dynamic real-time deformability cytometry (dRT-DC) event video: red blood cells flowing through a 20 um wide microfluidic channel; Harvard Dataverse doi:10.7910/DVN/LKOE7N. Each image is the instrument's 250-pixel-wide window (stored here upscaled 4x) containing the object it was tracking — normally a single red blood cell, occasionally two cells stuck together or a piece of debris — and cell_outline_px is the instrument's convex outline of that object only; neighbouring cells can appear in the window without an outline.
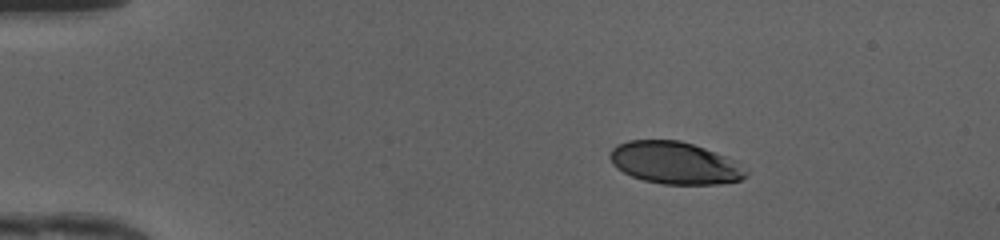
{"species": "human", "species_latin": "Homo sapiens", "temperature_condition": "cold", "stored_images_in_passage": 41, "camera_frame_rate_fps": 3000, "um_per_image_px": 0.085, "donor": {"sex": "female"}, "frame": {"image": 1, "passage_image": 1, "time_ms": 0.0, "image_size_px": [1000, 240], "cell_outline_px": [[748, 176], [740, 180], [720, 184], [664, 184], [644, 180], [632, 176], [616, 168], [612, 164], [608, 156], [608, 152], [616, 144], [628, 140], [680, 140], [704, 148], [736, 160], [748, 172]], "centroid_in_image_um": [57.34, 13.84], "position_along_channel_um": 27.7, "area_um2": 33.64}}
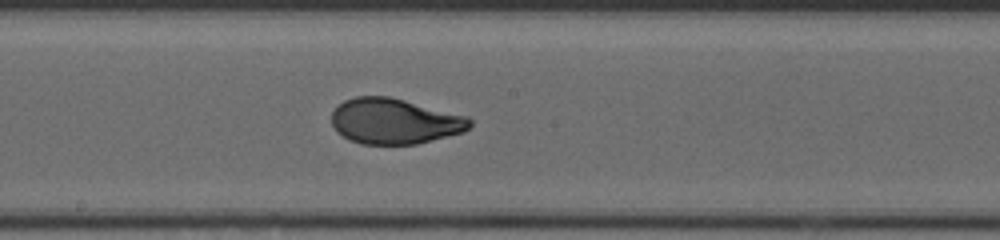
{"frame": {"image": 2, "passage_image": 20, "time_ms": 6.333, "image_size_px": [1000, 240], "cell_outline_px": [[472, 124], [464, 132], [416, 144], [360, 144], [348, 140], [336, 132], [332, 124], [332, 112], [344, 100], [356, 96], [388, 96], [468, 116], [472, 120]], "centroid_in_image_um": [33.52, 10.31], "position_along_channel_um": 214.7, "area_um2": 36.76}}
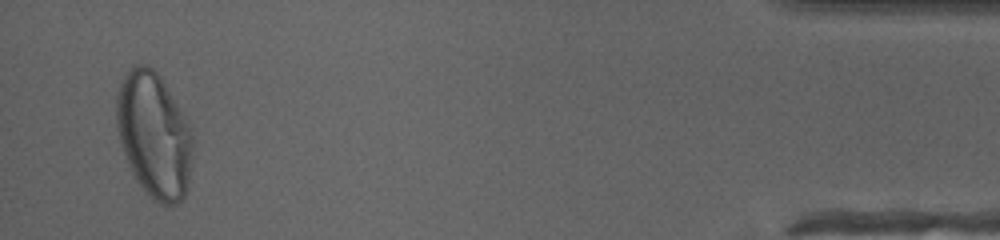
{"frame": {"image": 3, "passage_image": 40, "time_ms": 13.0, "image_size_px": [1000, 240], "cell_outline_px": [[196, 140], [188, 180], [184, 196], [176, 204], [160, 204], [152, 200], [136, 180], [132, 172], [120, 144], [116, 128], [116, 92], [120, 80], [124, 72], [128, 68], [136, 64], [144, 64], [152, 68], [160, 76], [184, 116]], "centroid_in_image_um": [13.07, 11.46], "position_along_channel_um": 422.1, "area_um2": 56.24}, "authors_computed_cell_mechanics": {"area_um2": 36.992, "velocity_mm_per_s": 4.1992, "shape_relaxation_time_tau1_ms": 5.2641, "shape_relaxation_time_tau2_ms": null, "deformation_change_tau1": 0.195, "deformation_change_tau2": null}}